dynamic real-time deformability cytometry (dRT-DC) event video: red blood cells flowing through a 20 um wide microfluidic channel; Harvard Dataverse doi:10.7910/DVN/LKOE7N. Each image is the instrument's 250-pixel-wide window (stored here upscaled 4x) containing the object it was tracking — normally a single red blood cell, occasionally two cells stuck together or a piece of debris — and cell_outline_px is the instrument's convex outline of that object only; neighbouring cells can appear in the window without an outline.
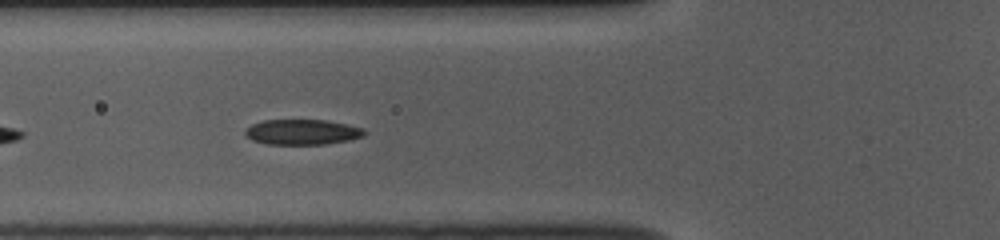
{"species": "common noctule bat (a hibernating species)", "species_latin": "Nyctalus noctula", "temperature_condition": "room temperature", "stored_images_in_passage": 37, "camera_frame_rate_fps": 3000, "um_per_image_px": 0.085, "animal": {"sex": "female", "body_mass_g": 10.0, "forearm_length_mm": 53.1}, "frame": {"image": 1, "passage_image": 6, "time_ms": 1.667, "image_size_px": [1000, 240], "cell_outline_px": [[368, 132], [364, 136], [348, 140], [324, 144], [268, 144], [252, 140], [244, 136], [244, 132], [252, 124], [264, 120], [324, 120], [348, 124], [364, 128]], "centroid_in_image_um": [25.71, 11.22], "position_along_channel_um": 100.1, "area_um2": 17.63}}
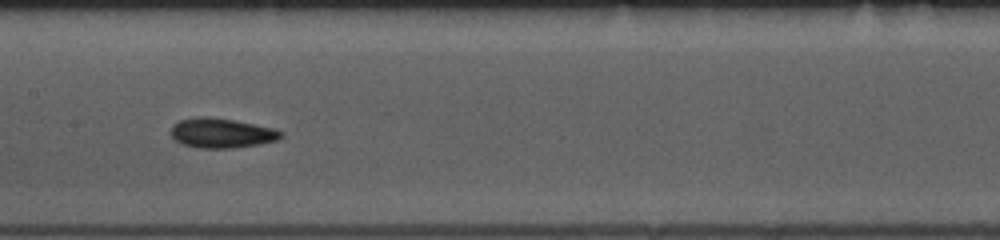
{"frame": {"image": 2, "passage_image": 13, "time_ms": 4.0, "image_size_px": [1000, 240], "cell_outline_px": [[284, 136], [276, 140], [260, 144], [232, 148], [200, 148], [184, 144], [176, 140], [172, 136], [172, 124], [180, 120], [196, 116], [204, 116], [232, 120], [276, 128], [284, 132]], "centroid_in_image_um": [18.87, 11.3], "position_along_channel_um": 188.5, "area_um2": 19.02}}
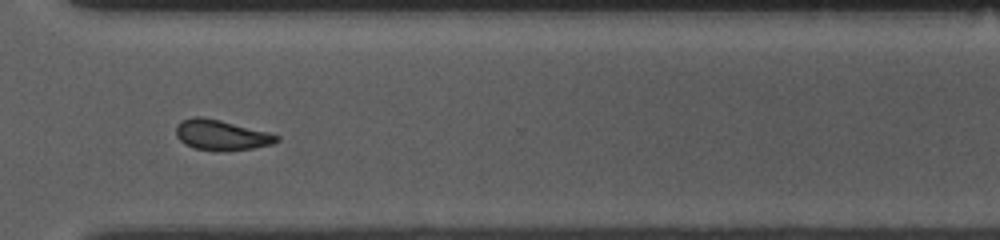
{"frame": {"image": 3, "passage_image": 26, "time_ms": 8.333, "image_size_px": [1000, 240], "cell_outline_px": [[280, 140], [272, 144], [252, 148], [196, 148], [184, 144], [176, 136], [176, 124], [184, 120], [196, 116], [200, 116], [220, 120], [268, 132], [280, 136]], "centroid_in_image_um": [18.81, 11.43], "position_along_channel_um": 351.8, "area_um2": 16.94}}